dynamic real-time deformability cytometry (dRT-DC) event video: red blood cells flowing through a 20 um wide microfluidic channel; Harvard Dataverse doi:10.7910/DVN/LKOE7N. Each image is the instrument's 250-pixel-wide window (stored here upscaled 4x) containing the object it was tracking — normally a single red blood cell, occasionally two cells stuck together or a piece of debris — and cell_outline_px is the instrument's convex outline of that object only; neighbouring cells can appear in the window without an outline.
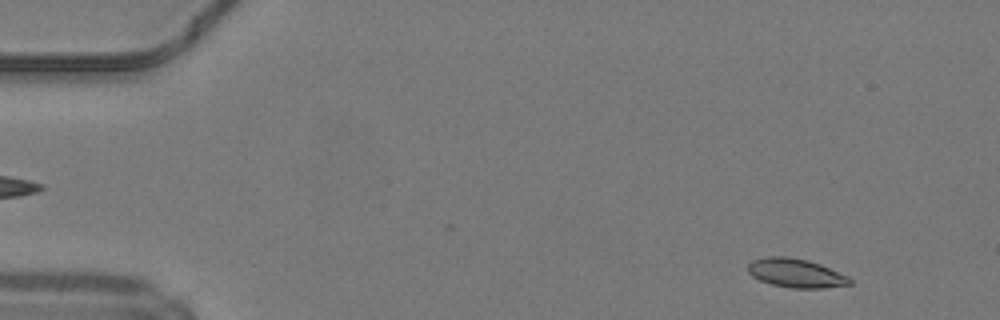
{"species": "common noctule bat (a hibernating species)", "species_latin": "Nyctalus noctula", "temperature_condition": "warm", "stored_images_in_passage": 14, "camera_frame_rate_fps": 3000, "um_per_image_px": 0.085, "animal": {"sex": "male", "body_mass_g": 19.2, "forearm_length_mm": 51.8}, "frame": {"image": 1, "passage_image": 5, "time_ms": 1.333, "image_size_px": [1000, 320], "cell_outline_px": [[852, 284], [824, 288], [792, 288], [772, 284], [760, 280], [752, 276], [748, 272], [748, 264], [752, 260], [768, 256], [788, 256], [808, 260], [820, 264], [848, 276], [852, 280]], "centroid_in_image_um": [67.65, 23.21], "position_along_channel_um": 17.3, "area_um2": 17.17}}
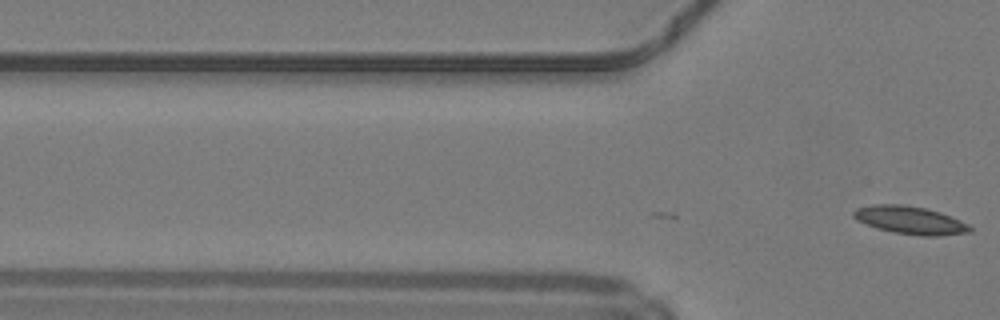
{"frame": {"image": 2, "passage_image": 14, "time_ms": 4.333, "image_size_px": [1000, 320], "cell_outline_px": [[972, 232], [936, 236], [920, 236], [892, 232], [876, 228], [864, 224], [856, 220], [852, 216], [852, 212], [856, 208], [872, 204], [904, 204], [924, 208], [940, 212], [968, 224], [972, 228]], "centroid_in_image_um": [77.31, 18.72], "position_along_channel_um": 48.5, "area_um2": 19.07}}